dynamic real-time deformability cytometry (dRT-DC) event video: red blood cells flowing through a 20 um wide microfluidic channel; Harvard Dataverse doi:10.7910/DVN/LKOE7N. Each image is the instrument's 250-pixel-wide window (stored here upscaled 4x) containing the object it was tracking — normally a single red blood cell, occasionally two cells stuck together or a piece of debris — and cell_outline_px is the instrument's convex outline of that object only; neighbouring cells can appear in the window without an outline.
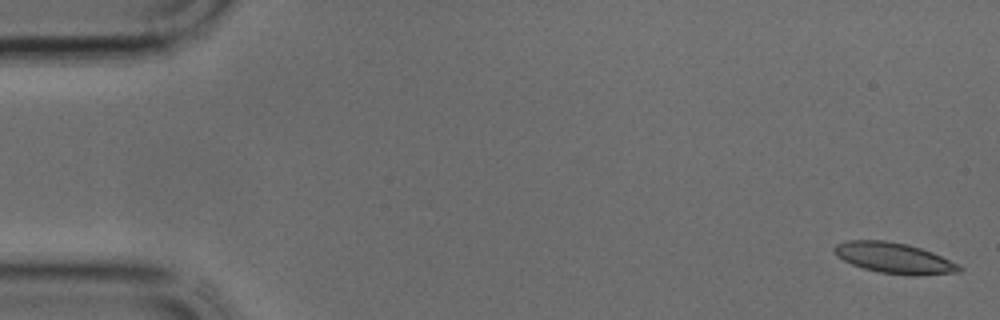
{"species": "common noctule bat (a hibernating species)", "species_latin": "Nyctalus noctula", "temperature_condition": "cold", "stored_images_in_passage": 12, "camera_frame_rate_fps": 3000, "um_per_image_px": 0.085, "animal": {"sex": "male", "body_mass_g": 17.9, "forearm_length_mm": 54.2}, "frame": {"image": 1, "passage_image": 1, "time_ms": 0.0, "image_size_px": [1000, 320], "cell_outline_px": [[964, 268], [960, 272], [920, 276], [912, 276], [880, 272], [864, 268], [852, 264], [836, 256], [832, 248], [836, 244], [848, 240], [884, 240], [908, 244], [932, 252], [960, 264]], "centroid_in_image_um": [76.04, 21.94], "position_along_channel_um": 9.0, "area_um2": 22.54}}
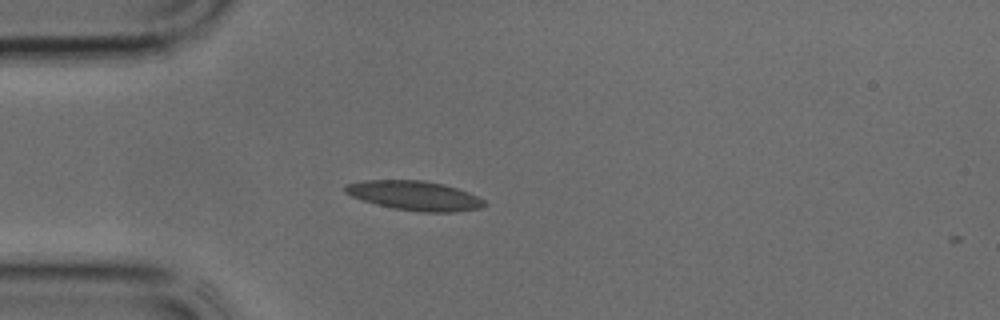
{"frame": {"image": 2, "passage_image": 10, "time_ms": 3.0, "image_size_px": [1000, 320], "cell_outline_px": [[488, 204], [480, 208], [456, 212], [424, 212], [396, 208], [376, 204], [360, 200], [344, 192], [344, 184], [364, 180], [424, 180], [444, 184], [468, 192], [484, 200]], "centroid_in_image_um": [35.22, 16.62], "position_along_channel_um": 49.8, "area_um2": 23.87}}